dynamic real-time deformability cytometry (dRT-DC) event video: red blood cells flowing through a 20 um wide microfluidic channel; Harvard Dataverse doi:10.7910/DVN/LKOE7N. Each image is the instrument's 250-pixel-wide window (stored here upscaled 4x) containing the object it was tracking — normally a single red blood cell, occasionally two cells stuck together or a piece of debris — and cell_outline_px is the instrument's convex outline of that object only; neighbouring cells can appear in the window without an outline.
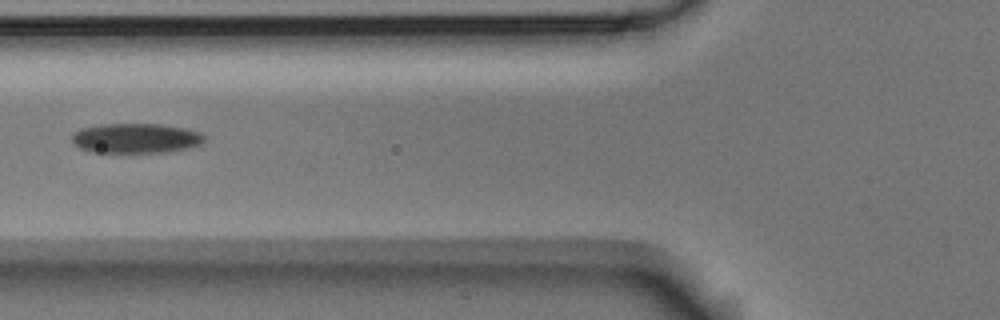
{"species": "Egyptian fruit bat (a non-hibernating species)", "species_latin": "Rousettus aegyptiacus", "temperature_condition": "room temperature", "stored_images_in_passage": 2, "camera_frame_rate_fps": 3000, "um_per_image_px": 0.085, "animal": {"sex": "male"}, "frame": {"image": 1, "passage_image": 2, "time_ms": 1.333, "image_size_px": [1000, 320], "cell_outline_px": [[204, 140], [200, 144], [188, 148], [168, 152], [92, 152], [80, 148], [72, 140], [72, 136], [80, 128], [100, 124], [160, 124], [184, 128], [200, 132], [204, 136]], "centroid_in_image_um": [11.55, 11.75], "position_along_channel_um": 114.2, "area_um2": 22.89}}